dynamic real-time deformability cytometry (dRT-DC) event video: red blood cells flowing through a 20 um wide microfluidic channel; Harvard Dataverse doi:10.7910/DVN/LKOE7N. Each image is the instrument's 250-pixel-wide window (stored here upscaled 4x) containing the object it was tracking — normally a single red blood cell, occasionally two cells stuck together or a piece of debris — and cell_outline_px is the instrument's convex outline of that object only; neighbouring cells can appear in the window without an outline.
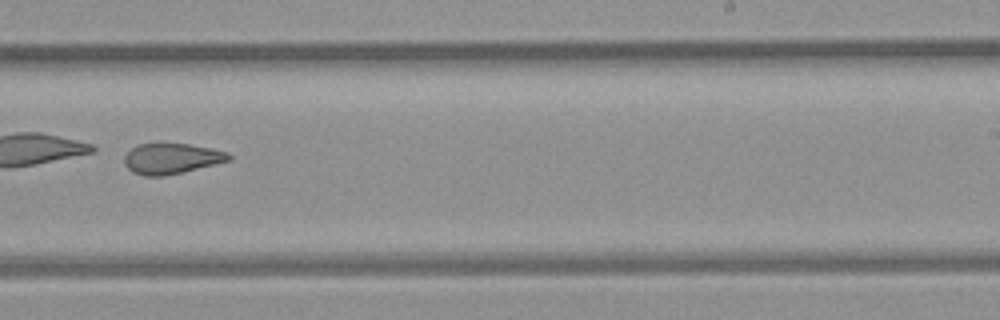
{"species": "common noctule bat (a hibernating species)", "species_latin": "Nyctalus noctula", "temperature_condition": "room temperature", "stored_images_in_passage": 35, "camera_frame_rate_fps": 3000, "um_per_image_px": 0.085, "animal": {"sex": "female", "body_mass_g": 21.9}, "frame": {"image": 1, "passage_image": 16, "time_ms": 5.0, "image_size_px": [1000, 320], "cell_outline_px": [[232, 160], [216, 164], [164, 176], [144, 176], [132, 172], [124, 164], [124, 156], [132, 148], [140, 144], [188, 144], [212, 148], [228, 152], [232, 156]], "centroid_in_image_um": [14.6, 13.48], "position_along_channel_um": 274.4, "area_um2": 18.55}}